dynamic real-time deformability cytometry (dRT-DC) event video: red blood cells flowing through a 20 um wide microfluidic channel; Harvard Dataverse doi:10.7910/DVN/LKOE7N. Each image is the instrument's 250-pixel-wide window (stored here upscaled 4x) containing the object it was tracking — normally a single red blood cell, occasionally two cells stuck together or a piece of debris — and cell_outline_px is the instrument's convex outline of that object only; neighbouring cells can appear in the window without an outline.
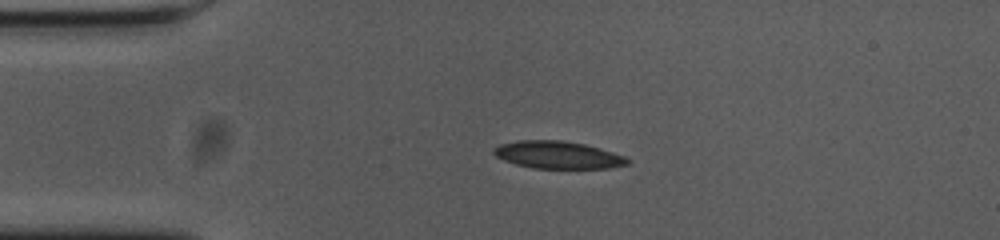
{"species": "common noctule bat (a hibernating species)", "species_latin": "Nyctalus noctula", "temperature_condition": "cold", "stored_images_in_passage": 44, "camera_frame_rate_fps": 3000, "um_per_image_px": 0.085, "animal": {"sex": "female", "body_mass_g": 23.0, "forearm_length_mm": 53.4}, "frame": {"image": 1, "passage_image": 1, "time_ms": 0.0, "image_size_px": [1000, 240], "cell_outline_px": [[632, 160], [628, 164], [608, 168], [532, 168], [516, 164], [504, 160], [496, 156], [492, 152], [492, 148], [500, 144], [516, 140], [560, 140], [584, 144], [600, 148], [624, 156]], "centroid_in_image_um": [47.39, 13.16], "position_along_channel_um": 37.6, "area_um2": 21.39}}
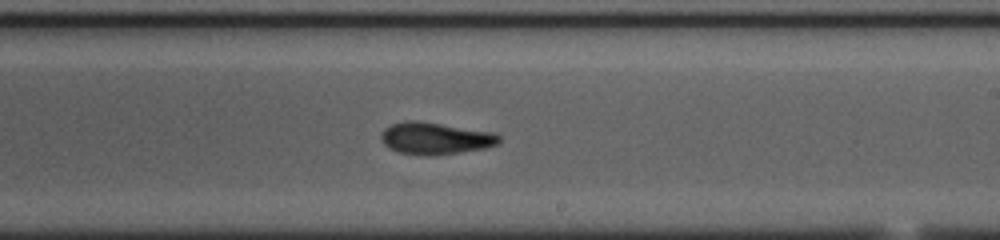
{"frame": {"image": 2, "passage_image": 21, "time_ms": 6.667, "image_size_px": [1000, 240], "cell_outline_px": [[500, 140], [496, 144], [484, 148], [460, 152], [432, 156], [428, 156], [400, 152], [388, 148], [380, 140], [380, 136], [384, 128], [392, 124], [404, 120], [420, 120], [496, 132], [500, 136]], "centroid_in_image_um": [36.99, 11.74], "position_along_channel_um": 252.0, "area_um2": 22.31}}
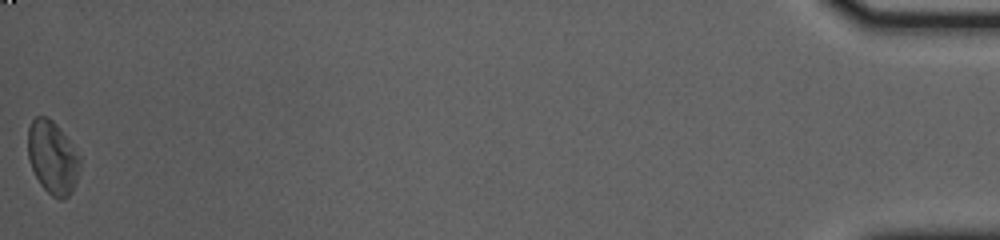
{"frame": {"image": 3, "passage_image": 44, "time_ms": 14.333, "image_size_px": [1000, 240], "cell_outline_px": [[80, 168], [72, 192], [64, 200], [60, 200], [52, 196], [40, 184], [28, 160], [28, 128], [32, 120], [36, 116], [48, 116], [56, 124], [80, 156]], "centroid_in_image_um": [4.46, 13.39], "position_along_channel_um": 430.7, "area_um2": 22.08}, "authors_computed_cell_mechanics": {"area_um2": 21.5594, "velocity_mm_per_s": 3.6625, "shape_relaxation_time_tau1_ms": null, "shape_relaxation_time_tau2_ms": 4.5438, "deformation_change_tau1": null, "deformation_change_tau2": 0.1148}}